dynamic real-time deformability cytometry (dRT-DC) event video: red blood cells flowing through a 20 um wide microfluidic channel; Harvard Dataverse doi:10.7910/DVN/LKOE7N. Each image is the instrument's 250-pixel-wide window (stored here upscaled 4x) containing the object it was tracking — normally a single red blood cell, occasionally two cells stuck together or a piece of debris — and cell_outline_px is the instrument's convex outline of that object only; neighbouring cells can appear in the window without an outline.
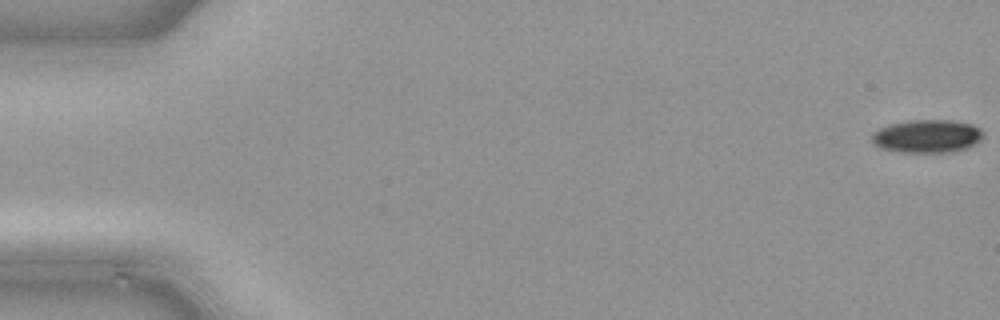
{"species": "common noctule bat (a hibernating species)", "species_latin": "Nyctalus noctula", "temperature_condition": "cold", "stored_images_in_passage": 49, "camera_frame_rate_fps": 3000, "um_per_image_px": 0.085, "animal": {"sex": "male", "body_mass_g": 21.5, "forearm_length_mm": 52.0}, "frame": {"image": 1, "passage_image": 1, "time_ms": 0.0, "image_size_px": [1000, 320], "cell_outline_px": [[984, 136], [976, 144], [968, 148], [952, 152], [896, 152], [880, 148], [872, 144], [872, 132], [888, 124], [912, 120], [952, 120], [972, 124], [980, 128], [984, 132]], "centroid_in_image_um": [78.81, 11.58], "position_along_channel_um": 6.2, "area_um2": 21.85}}
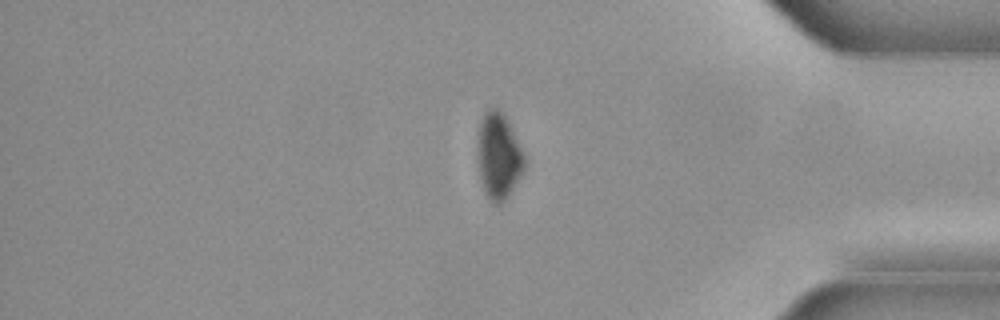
{"frame": {"image": 2, "passage_image": 41, "time_ms": 13.333, "image_size_px": [1000, 320], "cell_outline_px": [[524, 168], [512, 188], [504, 200], [500, 204], [492, 204], [488, 200], [480, 176], [480, 120], [484, 112], [488, 108], [500, 108], [508, 120], [524, 152]], "centroid_in_image_um": [42.41, 13.22], "position_along_channel_um": 392.8, "area_um2": 22.77}}
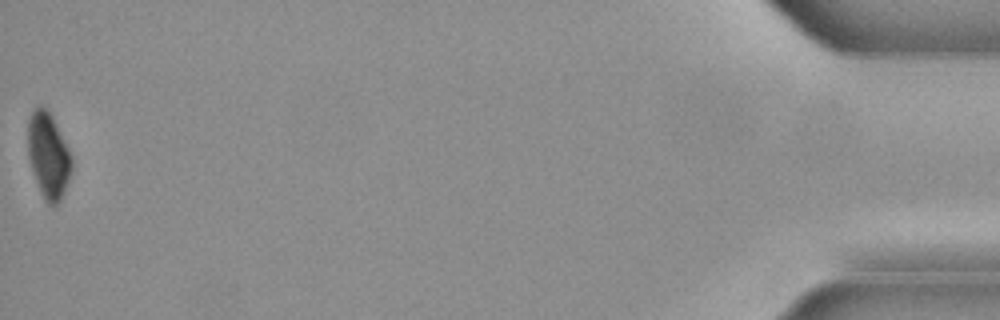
{"frame": {"image": 3, "passage_image": 49, "time_ms": 16.0, "image_size_px": [1000, 320], "cell_outline_px": [[72, 168], [64, 192], [60, 200], [56, 204], [48, 204], [44, 200], [40, 192], [28, 156], [28, 120], [32, 108], [36, 104], [40, 104], [48, 108], [52, 116], [72, 160]], "centroid_in_image_um": [4.07, 13.16], "position_along_channel_um": 431.1, "area_um2": 21.62}}